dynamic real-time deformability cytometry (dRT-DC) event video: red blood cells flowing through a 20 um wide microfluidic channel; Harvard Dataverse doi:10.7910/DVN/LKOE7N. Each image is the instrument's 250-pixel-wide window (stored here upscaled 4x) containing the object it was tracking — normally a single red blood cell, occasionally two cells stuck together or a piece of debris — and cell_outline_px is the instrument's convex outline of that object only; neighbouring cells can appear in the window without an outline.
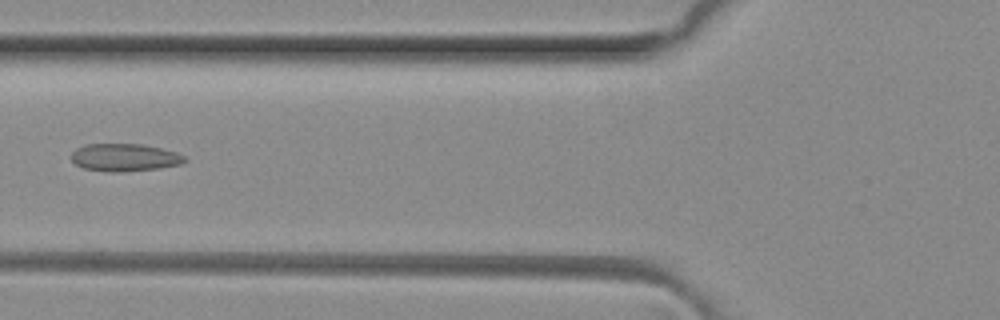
{"species": "common noctule bat (a hibernating species)", "species_latin": "Nyctalus noctula", "temperature_condition": "room temperature", "stored_images_in_passage": 7, "camera_frame_rate_fps": 3000, "um_per_image_px": 0.085, "animal": {"sex": "female", "body_mass_g": 29.2, "forearm_length_mm": 56.3}, "frame": {"image": 1, "passage_image": 6, "time_ms": 1.667, "image_size_px": [1000, 320], "cell_outline_px": [[188, 160], [180, 164], [160, 168], [116, 172], [112, 172], [84, 168], [76, 164], [72, 160], [72, 152], [76, 148], [84, 144], [140, 144], [160, 148], [176, 152], [184, 156]], "centroid_in_image_um": [10.59, 13.38], "position_along_channel_um": 115.2, "area_um2": 18.09}}
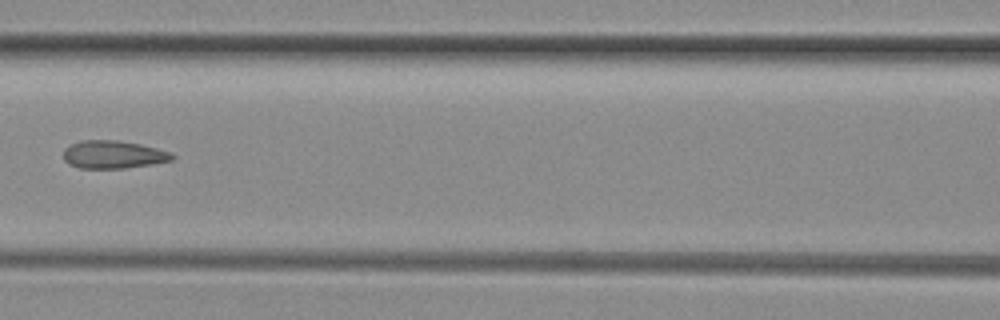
{"frame": {"image": 2, "passage_image": 7, "time_ms": 2.0, "image_size_px": [1000, 320], "cell_outline_px": [[176, 156], [172, 160], [152, 164], [124, 168], [80, 168], [68, 164], [64, 160], [64, 148], [80, 140], [116, 140], [140, 144], [172, 152]], "centroid_in_image_um": [9.63, 13.13], "position_along_channel_um": 157.0, "area_um2": 17.69}}